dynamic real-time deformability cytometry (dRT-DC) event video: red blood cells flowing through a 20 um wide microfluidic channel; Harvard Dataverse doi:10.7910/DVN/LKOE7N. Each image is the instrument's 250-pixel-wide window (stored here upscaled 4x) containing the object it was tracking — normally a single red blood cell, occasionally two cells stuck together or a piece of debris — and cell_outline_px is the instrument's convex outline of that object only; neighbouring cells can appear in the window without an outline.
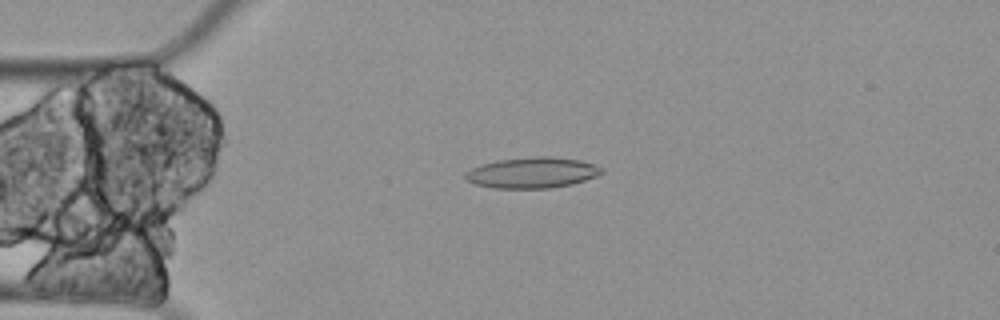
{"species": "Egyptian fruit bat (a non-hibernating species)", "species_latin": "Rousettus aegyptiacus", "temperature_condition": "cold", "stored_images_in_passage": 5, "camera_frame_rate_fps": 3000, "um_per_image_px": 0.085, "animal": {"sex": "female"}, "frame": {"image": 1, "passage_image": 4, "time_ms": 1.0, "image_size_px": [1000, 320], "cell_outline_px": [[604, 172], [596, 176], [572, 184], [552, 188], [492, 188], [476, 184], [468, 180], [464, 176], [464, 172], [480, 164], [496, 160], [536, 156], [548, 156], [580, 160], [604, 168]], "centroid_in_image_um": [45.23, 14.67], "position_along_channel_um": 39.8, "area_um2": 24.51}}